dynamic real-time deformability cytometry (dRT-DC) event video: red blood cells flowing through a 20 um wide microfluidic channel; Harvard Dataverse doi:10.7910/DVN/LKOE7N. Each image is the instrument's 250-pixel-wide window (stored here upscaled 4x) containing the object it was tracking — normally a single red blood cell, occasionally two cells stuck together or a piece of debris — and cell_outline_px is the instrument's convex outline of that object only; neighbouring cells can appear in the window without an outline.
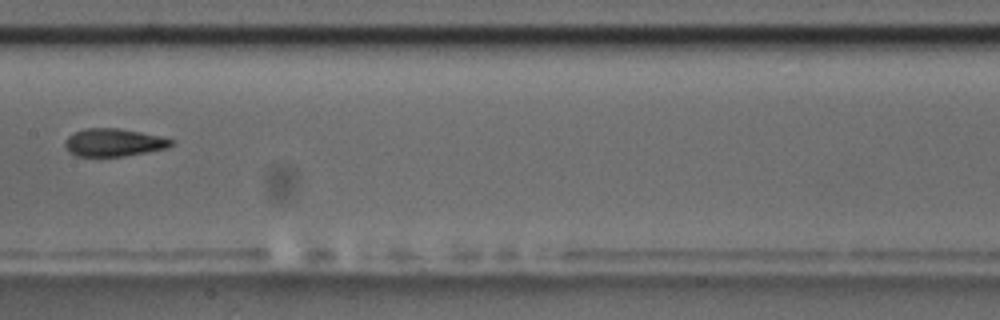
{"species": "common noctule bat (a hibernating species)", "species_latin": "Nyctalus noctula", "temperature_condition": "room temperature", "stored_images_in_passage": 8, "camera_frame_rate_fps": 3000, "um_per_image_px": 0.085, "animal": {"sex": "male", "body_mass_g": 17.5, "forearm_length_mm": 52.3}, "frame": {"image": 1, "passage_image": 6, "time_ms": 5.667, "image_size_px": [1000, 320], "cell_outline_px": [[172, 144], [168, 148], [124, 156], [76, 156], [68, 152], [64, 144], [68, 136], [84, 128], [120, 128], [164, 136], [172, 140]], "centroid_in_image_um": [9.67, 12.1], "position_along_channel_um": 197.7, "area_um2": 17.28}}
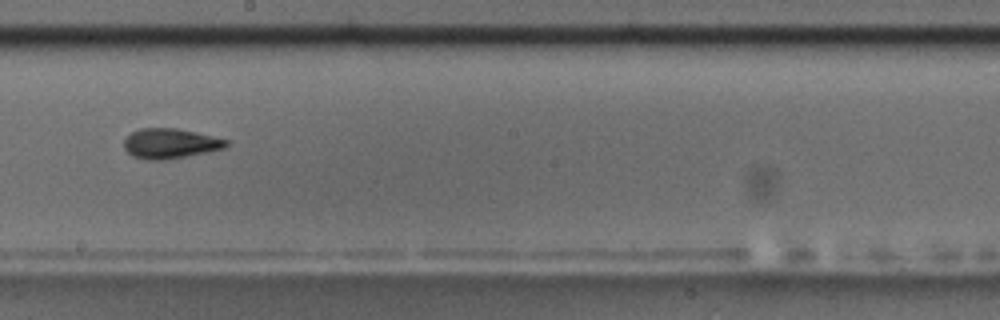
{"frame": {"image": 2, "passage_image": 7, "time_ms": 6.667, "image_size_px": [1000, 320], "cell_outline_px": [[228, 144], [224, 148], [208, 152], [168, 160], [148, 160], [132, 156], [124, 148], [124, 140], [132, 132], [140, 128], [176, 128], [196, 132], [228, 140]], "centroid_in_image_um": [14.46, 12.2], "position_along_channel_um": 233.7, "area_um2": 17.92}}
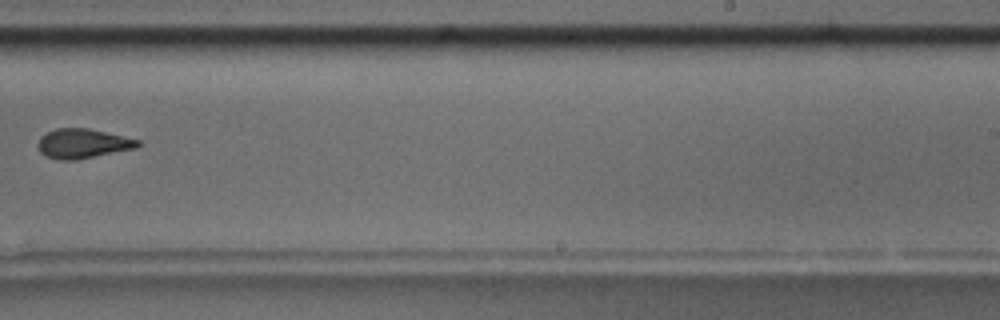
{"frame": {"image": 3, "passage_image": 8, "time_ms": 8.0, "image_size_px": [1000, 320], "cell_outline_px": [[140, 144], [136, 148], [76, 160], [60, 160], [44, 156], [40, 152], [36, 144], [40, 136], [56, 128], [88, 128], [140, 140]], "centroid_in_image_um": [6.99, 12.2], "position_along_channel_um": 282.0, "area_um2": 17.22}}